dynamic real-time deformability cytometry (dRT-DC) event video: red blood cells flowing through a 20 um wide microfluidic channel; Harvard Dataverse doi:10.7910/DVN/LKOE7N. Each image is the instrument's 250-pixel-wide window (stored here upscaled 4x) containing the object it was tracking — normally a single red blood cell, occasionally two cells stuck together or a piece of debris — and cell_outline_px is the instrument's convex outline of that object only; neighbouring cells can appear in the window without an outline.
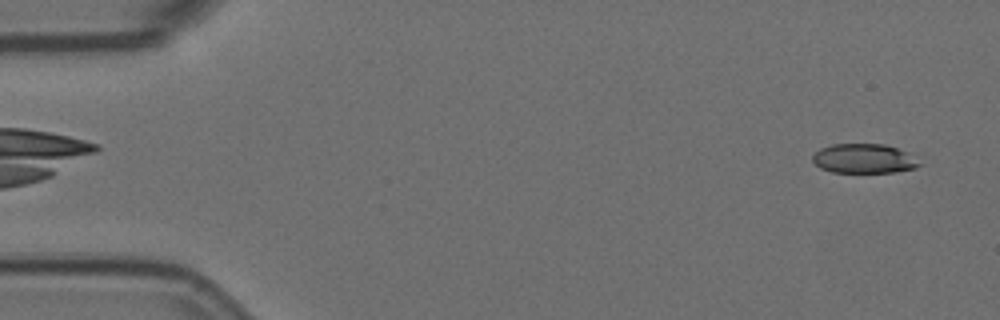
{"species": "Egyptian fruit bat (a non-hibernating species)", "species_latin": "Rousettus aegyptiacus", "temperature_condition": "room temperature", "stored_images_in_passage": 56, "camera_frame_rate_fps": 3000, "um_per_image_px": 0.085, "animal": {"sex": "female"}, "frame": {"image": 1, "passage_image": 2, "time_ms": 0.333, "image_size_px": [1000, 320], "cell_outline_px": [[924, 164], [916, 168], [896, 172], [832, 172], [820, 168], [812, 160], [812, 156], [820, 148], [832, 144], [884, 144], [908, 152]], "centroid_in_image_um": [73.47, 13.48], "position_along_channel_um": 11.5, "area_um2": 18.44}}
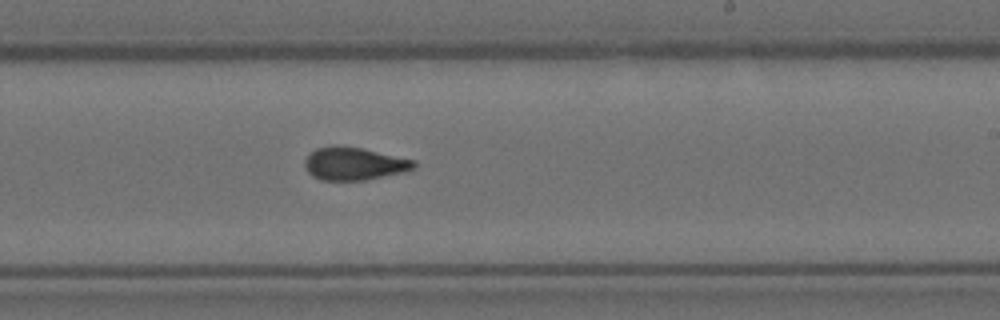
{"frame": {"image": 2, "passage_image": 33, "time_ms": 10.667, "image_size_px": [1000, 320], "cell_outline_px": [[416, 168], [404, 172], [364, 180], [320, 180], [312, 176], [304, 168], [304, 160], [316, 148], [332, 144], [360, 148], [416, 160]], "centroid_in_image_um": [30.08, 13.91], "position_along_channel_um": 258.9, "area_um2": 20.98}}
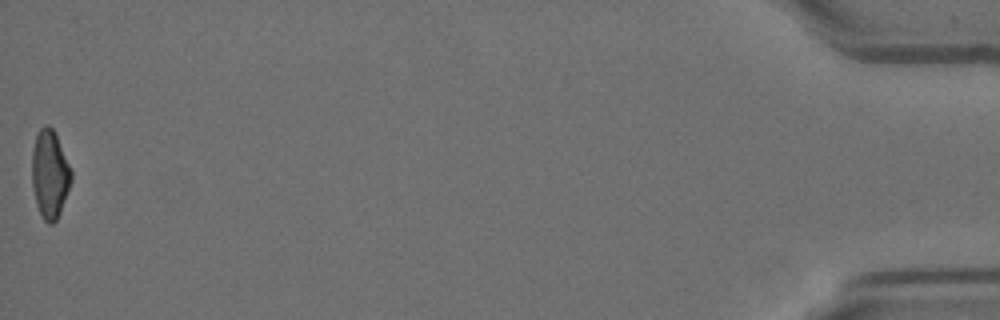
{"frame": {"image": 3, "passage_image": 56, "time_ms": 18.333, "image_size_px": [1000, 320], "cell_outline_px": [[72, 180], [60, 212], [56, 220], [52, 224], [48, 224], [44, 220], [36, 204], [32, 184], [32, 152], [36, 136], [40, 128], [48, 124], [52, 128], [56, 136], [72, 172]], "centroid_in_image_um": [4.22, 14.82], "position_along_channel_um": 431.0, "area_um2": 19.88}, "authors_computed_cell_mechanics": {"area_um2": 20.6346, "velocity_mm_per_s": 3.563, "shape_relaxation_time_tau1_ms": 6.9666, "shape_relaxation_time_tau2_ms": 2.2969, "deformation_change_tau1": 0.1779, "deformation_change_tau2": 0.0705}}